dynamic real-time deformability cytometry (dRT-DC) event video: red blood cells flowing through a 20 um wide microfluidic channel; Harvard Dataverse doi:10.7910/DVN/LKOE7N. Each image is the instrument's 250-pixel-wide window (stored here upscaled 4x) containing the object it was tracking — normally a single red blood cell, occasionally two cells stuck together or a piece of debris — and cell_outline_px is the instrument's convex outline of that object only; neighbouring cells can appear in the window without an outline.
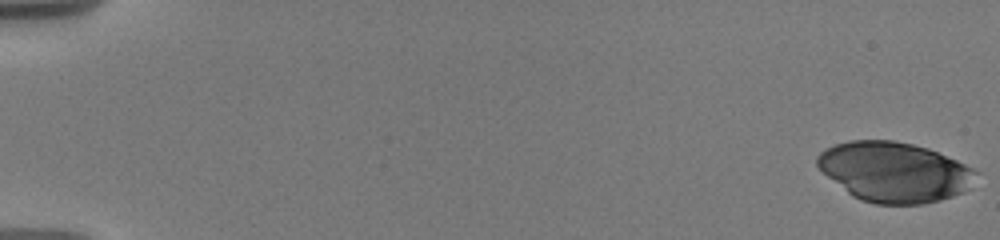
{"species": "human", "species_latin": "Homo sapiens", "temperature_condition": "warm", "stored_images_in_passage": 33, "camera_frame_rate_fps": 3000, "um_per_image_px": 0.085, "donor": {"sex": "male"}, "frame": {"image": 1, "passage_image": 1, "time_ms": 0.0, "image_size_px": [1000, 240], "cell_outline_px": [[980, 172], [964, 192], [940, 200], [924, 204], [876, 204], [860, 200], [852, 196], [828, 176], [816, 164], [816, 156], [824, 148], [848, 140], [892, 140], [912, 144], [928, 148], [956, 160]], "centroid_in_image_um": [76.01, 14.61], "position_along_channel_um": 9.0, "area_um2": 55.31}}
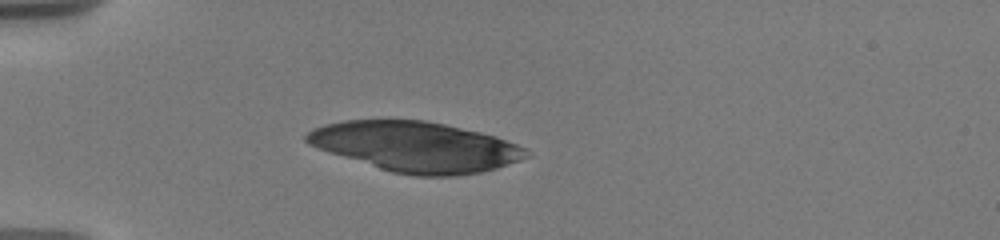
{"frame": {"image": 2, "passage_image": 28, "time_ms": 5.333, "image_size_px": [1000, 240], "cell_outline_px": [[532, 156], [496, 168], [480, 172], [456, 176], [412, 176], [392, 172], [308, 144], [304, 140], [304, 136], [312, 128], [324, 124], [344, 120], [424, 120], [444, 124], [480, 132], [496, 136], [516, 144], [532, 152]], "centroid_in_image_um": [35.38, 12.47], "position_along_channel_um": 49.6, "area_um2": 63.75}}